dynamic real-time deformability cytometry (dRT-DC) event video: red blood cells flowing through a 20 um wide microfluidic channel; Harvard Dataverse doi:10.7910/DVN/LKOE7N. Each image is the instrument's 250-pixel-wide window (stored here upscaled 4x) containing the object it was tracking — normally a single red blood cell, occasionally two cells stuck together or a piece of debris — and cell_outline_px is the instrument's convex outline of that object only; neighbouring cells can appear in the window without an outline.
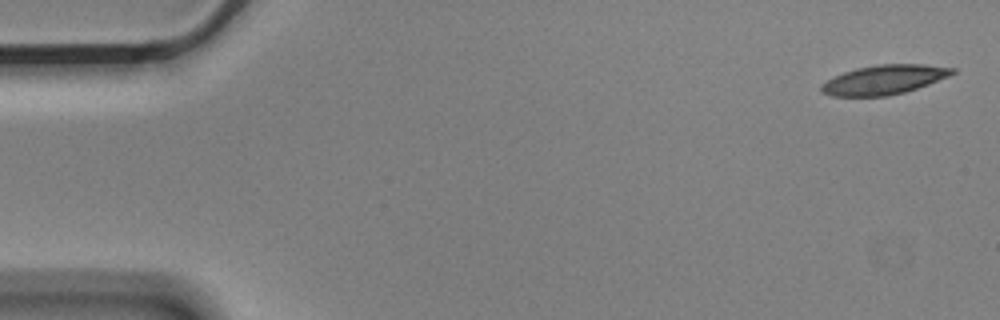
{"species": "Egyptian fruit bat (a non-hibernating species)", "species_latin": "Rousettus aegyptiacus", "temperature_condition": "cold", "stored_images_in_passage": 6, "camera_frame_rate_fps": 3000, "um_per_image_px": 0.085, "animal": {"sex": "male"}, "frame": {"image": 1, "passage_image": 1, "time_ms": 0.0, "image_size_px": [1000, 320], "cell_outline_px": [[956, 72], [948, 76], [928, 84], [904, 92], [888, 96], [832, 96], [820, 92], [820, 84], [844, 72], [856, 68], [876, 64], [924, 64], [956, 68]], "centroid_in_image_um": [75.13, 6.77], "position_along_channel_um": 9.9, "area_um2": 22.37}}